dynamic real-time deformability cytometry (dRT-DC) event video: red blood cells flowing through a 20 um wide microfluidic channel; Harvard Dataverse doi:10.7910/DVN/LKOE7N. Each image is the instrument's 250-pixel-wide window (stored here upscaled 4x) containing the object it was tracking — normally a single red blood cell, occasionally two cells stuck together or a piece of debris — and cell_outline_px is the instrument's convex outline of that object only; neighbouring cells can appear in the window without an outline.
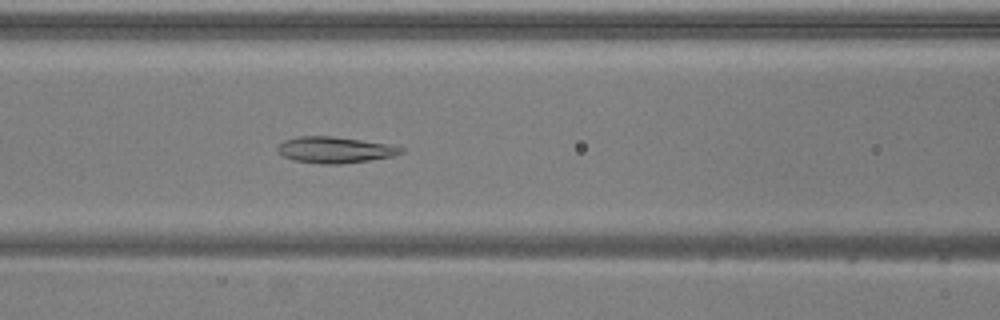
{"species": "common noctule bat (a hibernating species)", "species_latin": "Nyctalus noctula", "temperature_condition": "warm", "stored_images_in_passage": 51, "camera_frame_rate_fps": 3000, "um_per_image_px": 0.085, "animal": {"sex": "male", "body_mass_g": 20.5, "forearm_length_mm": 52.5}, "frame": {"image": 1, "passage_image": 21, "time_ms": 6.667, "image_size_px": [1000, 320], "cell_outline_px": [[404, 152], [392, 156], [368, 160], [340, 164], [320, 164], [296, 160], [284, 156], [276, 148], [284, 140], [296, 136], [332, 136], [388, 144], [404, 148]], "centroid_in_image_um": [28.46, 12.73], "position_along_channel_um": 138.1, "area_um2": 18.61}}
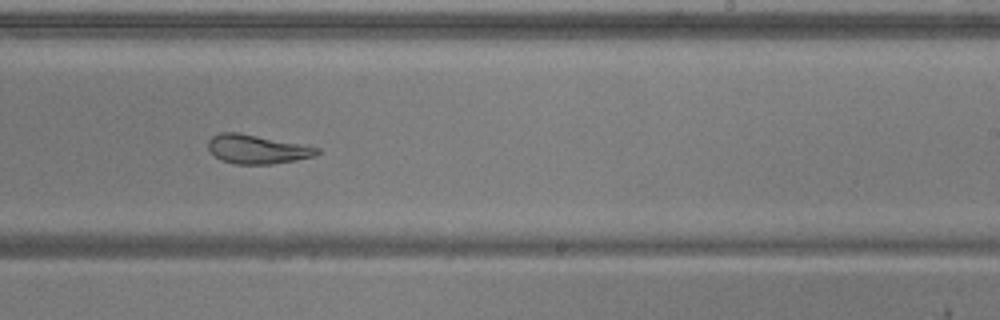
{"frame": {"image": 2, "passage_image": 31, "time_ms": 10.0, "image_size_px": [1000, 320], "cell_outline_px": [[320, 152], [316, 156], [296, 160], [272, 164], [236, 164], [220, 160], [208, 148], [208, 140], [212, 136], [220, 132], [236, 132], [320, 148]], "centroid_in_image_um": [21.84, 12.69], "position_along_channel_um": 267.2, "area_um2": 18.15}}
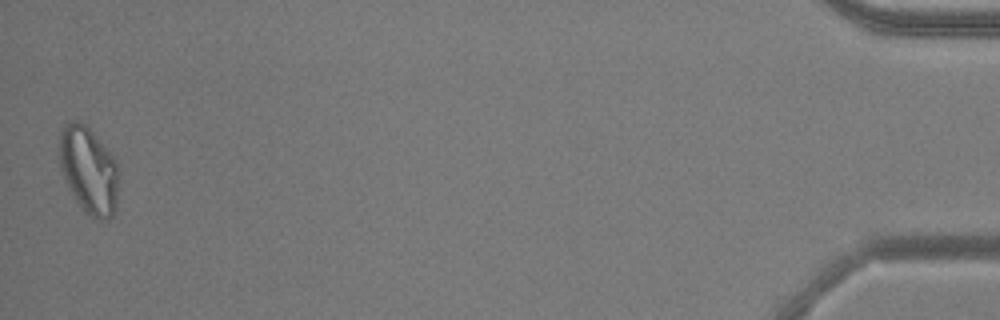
{"frame": {"image": 3, "passage_image": 51, "time_ms": 16.667, "image_size_px": [1000, 320], "cell_outline_px": [[120, 168], [116, 204], [112, 216], [104, 220], [96, 220], [88, 216], [84, 212], [68, 188], [60, 164], [60, 132], [64, 124], [68, 120], [80, 120], [92, 132], [116, 160]], "centroid_in_image_um": [7.56, 14.48], "position_along_channel_um": 427.6, "area_um2": 30.23}, "authors_computed_cell_mechanics": {"area_um2": 23.2356, "velocity_mm_per_s": 3.8759, "shape_relaxation_time_tau1_ms": null, "shape_relaxation_time_tau2_ms": 2.8097, "deformation_change_tau1": null, "deformation_change_tau2": 0.079}}